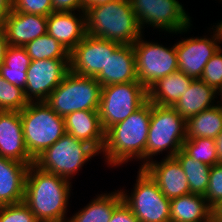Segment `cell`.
Here are the masks:
<instances>
[{"mask_svg": "<svg viewBox=\"0 0 222 222\" xmlns=\"http://www.w3.org/2000/svg\"><path fill=\"white\" fill-rule=\"evenodd\" d=\"M151 112L152 103L148 100L127 119L114 124L105 131V143L101 153L105 155L107 165L116 167L129 160L138 159L143 160L140 168L145 166Z\"/></svg>", "mask_w": 222, "mask_h": 222, "instance_id": "obj_1", "label": "cell"}, {"mask_svg": "<svg viewBox=\"0 0 222 222\" xmlns=\"http://www.w3.org/2000/svg\"><path fill=\"white\" fill-rule=\"evenodd\" d=\"M71 186L69 180L32 164L26 176L23 202L39 222H66Z\"/></svg>", "mask_w": 222, "mask_h": 222, "instance_id": "obj_2", "label": "cell"}, {"mask_svg": "<svg viewBox=\"0 0 222 222\" xmlns=\"http://www.w3.org/2000/svg\"><path fill=\"white\" fill-rule=\"evenodd\" d=\"M87 35L133 45L143 34L129 0H114L85 10Z\"/></svg>", "mask_w": 222, "mask_h": 222, "instance_id": "obj_3", "label": "cell"}, {"mask_svg": "<svg viewBox=\"0 0 222 222\" xmlns=\"http://www.w3.org/2000/svg\"><path fill=\"white\" fill-rule=\"evenodd\" d=\"M20 116L24 143L33 159L66 133L64 117L56 114L45 101H30Z\"/></svg>", "mask_w": 222, "mask_h": 222, "instance_id": "obj_4", "label": "cell"}, {"mask_svg": "<svg viewBox=\"0 0 222 222\" xmlns=\"http://www.w3.org/2000/svg\"><path fill=\"white\" fill-rule=\"evenodd\" d=\"M101 91L102 86L95 77L69 71L45 102L62 117L75 111H98Z\"/></svg>", "mask_w": 222, "mask_h": 222, "instance_id": "obj_5", "label": "cell"}, {"mask_svg": "<svg viewBox=\"0 0 222 222\" xmlns=\"http://www.w3.org/2000/svg\"><path fill=\"white\" fill-rule=\"evenodd\" d=\"M185 140L186 120L173 107L152 104L145 165L152 161L153 156L162 151H168L166 157H174L182 149Z\"/></svg>", "mask_w": 222, "mask_h": 222, "instance_id": "obj_6", "label": "cell"}, {"mask_svg": "<svg viewBox=\"0 0 222 222\" xmlns=\"http://www.w3.org/2000/svg\"><path fill=\"white\" fill-rule=\"evenodd\" d=\"M96 155L99 153L90 144L65 133L34 159V165L70 181Z\"/></svg>", "mask_w": 222, "mask_h": 222, "instance_id": "obj_7", "label": "cell"}, {"mask_svg": "<svg viewBox=\"0 0 222 222\" xmlns=\"http://www.w3.org/2000/svg\"><path fill=\"white\" fill-rule=\"evenodd\" d=\"M147 101L148 90L138 81L102 87L98 111L103 130L127 119Z\"/></svg>", "mask_w": 222, "mask_h": 222, "instance_id": "obj_8", "label": "cell"}, {"mask_svg": "<svg viewBox=\"0 0 222 222\" xmlns=\"http://www.w3.org/2000/svg\"><path fill=\"white\" fill-rule=\"evenodd\" d=\"M133 192L120 190L123 202L139 222H170V199L166 198L157 183L140 168ZM130 194V195H128Z\"/></svg>", "mask_w": 222, "mask_h": 222, "instance_id": "obj_9", "label": "cell"}, {"mask_svg": "<svg viewBox=\"0 0 222 222\" xmlns=\"http://www.w3.org/2000/svg\"><path fill=\"white\" fill-rule=\"evenodd\" d=\"M141 30L147 26L165 32L182 34L189 31L191 17L178 0H129Z\"/></svg>", "mask_w": 222, "mask_h": 222, "instance_id": "obj_10", "label": "cell"}, {"mask_svg": "<svg viewBox=\"0 0 222 222\" xmlns=\"http://www.w3.org/2000/svg\"><path fill=\"white\" fill-rule=\"evenodd\" d=\"M143 38L141 36L132 46L138 82L148 90L160 78L178 71V59L175 44L170 48Z\"/></svg>", "mask_w": 222, "mask_h": 222, "instance_id": "obj_11", "label": "cell"}, {"mask_svg": "<svg viewBox=\"0 0 222 222\" xmlns=\"http://www.w3.org/2000/svg\"><path fill=\"white\" fill-rule=\"evenodd\" d=\"M70 59L31 60L25 96L28 101H45L70 71Z\"/></svg>", "mask_w": 222, "mask_h": 222, "instance_id": "obj_12", "label": "cell"}, {"mask_svg": "<svg viewBox=\"0 0 222 222\" xmlns=\"http://www.w3.org/2000/svg\"><path fill=\"white\" fill-rule=\"evenodd\" d=\"M121 44L86 35L70 52V71L77 75L96 77L108 62L109 54Z\"/></svg>", "mask_w": 222, "mask_h": 222, "instance_id": "obj_13", "label": "cell"}, {"mask_svg": "<svg viewBox=\"0 0 222 222\" xmlns=\"http://www.w3.org/2000/svg\"><path fill=\"white\" fill-rule=\"evenodd\" d=\"M212 33L211 38L192 37L175 44L178 71L194 79L201 78L205 65L219 49L216 36Z\"/></svg>", "mask_w": 222, "mask_h": 222, "instance_id": "obj_14", "label": "cell"}, {"mask_svg": "<svg viewBox=\"0 0 222 222\" xmlns=\"http://www.w3.org/2000/svg\"><path fill=\"white\" fill-rule=\"evenodd\" d=\"M0 156L28 165L34 164L24 143L18 111H0Z\"/></svg>", "mask_w": 222, "mask_h": 222, "instance_id": "obj_15", "label": "cell"}, {"mask_svg": "<svg viewBox=\"0 0 222 222\" xmlns=\"http://www.w3.org/2000/svg\"><path fill=\"white\" fill-rule=\"evenodd\" d=\"M161 162L151 161L143 167L157 183L168 199L190 194L188 179L179 161L175 157H164Z\"/></svg>", "mask_w": 222, "mask_h": 222, "instance_id": "obj_16", "label": "cell"}, {"mask_svg": "<svg viewBox=\"0 0 222 222\" xmlns=\"http://www.w3.org/2000/svg\"><path fill=\"white\" fill-rule=\"evenodd\" d=\"M47 33L71 52L87 35L85 11L52 12L47 16Z\"/></svg>", "mask_w": 222, "mask_h": 222, "instance_id": "obj_17", "label": "cell"}, {"mask_svg": "<svg viewBox=\"0 0 222 222\" xmlns=\"http://www.w3.org/2000/svg\"><path fill=\"white\" fill-rule=\"evenodd\" d=\"M3 25L8 45L24 47L47 33V16L22 13L12 9Z\"/></svg>", "mask_w": 222, "mask_h": 222, "instance_id": "obj_18", "label": "cell"}, {"mask_svg": "<svg viewBox=\"0 0 222 222\" xmlns=\"http://www.w3.org/2000/svg\"><path fill=\"white\" fill-rule=\"evenodd\" d=\"M64 123L66 133L90 144L101 153L105 143V131L100 122L99 111H75L64 117Z\"/></svg>", "mask_w": 222, "mask_h": 222, "instance_id": "obj_19", "label": "cell"}, {"mask_svg": "<svg viewBox=\"0 0 222 222\" xmlns=\"http://www.w3.org/2000/svg\"><path fill=\"white\" fill-rule=\"evenodd\" d=\"M95 79L102 87L138 81L136 57L133 46L120 45L113 54H109L105 69H103Z\"/></svg>", "mask_w": 222, "mask_h": 222, "instance_id": "obj_20", "label": "cell"}, {"mask_svg": "<svg viewBox=\"0 0 222 222\" xmlns=\"http://www.w3.org/2000/svg\"><path fill=\"white\" fill-rule=\"evenodd\" d=\"M29 166L0 156V206L24 201Z\"/></svg>", "mask_w": 222, "mask_h": 222, "instance_id": "obj_21", "label": "cell"}, {"mask_svg": "<svg viewBox=\"0 0 222 222\" xmlns=\"http://www.w3.org/2000/svg\"><path fill=\"white\" fill-rule=\"evenodd\" d=\"M170 222H215V211L203 195L187 194L170 200Z\"/></svg>", "mask_w": 222, "mask_h": 222, "instance_id": "obj_22", "label": "cell"}, {"mask_svg": "<svg viewBox=\"0 0 222 222\" xmlns=\"http://www.w3.org/2000/svg\"><path fill=\"white\" fill-rule=\"evenodd\" d=\"M217 91L208 86L201 79H194L183 95L178 99L173 108L185 120L211 108L216 103Z\"/></svg>", "mask_w": 222, "mask_h": 222, "instance_id": "obj_23", "label": "cell"}, {"mask_svg": "<svg viewBox=\"0 0 222 222\" xmlns=\"http://www.w3.org/2000/svg\"><path fill=\"white\" fill-rule=\"evenodd\" d=\"M194 78L176 71L160 78L148 89V100L155 105L173 107L189 88Z\"/></svg>", "mask_w": 222, "mask_h": 222, "instance_id": "obj_24", "label": "cell"}, {"mask_svg": "<svg viewBox=\"0 0 222 222\" xmlns=\"http://www.w3.org/2000/svg\"><path fill=\"white\" fill-rule=\"evenodd\" d=\"M123 201L120 190L103 193L91 200L67 222H109L114 209Z\"/></svg>", "mask_w": 222, "mask_h": 222, "instance_id": "obj_25", "label": "cell"}, {"mask_svg": "<svg viewBox=\"0 0 222 222\" xmlns=\"http://www.w3.org/2000/svg\"><path fill=\"white\" fill-rule=\"evenodd\" d=\"M222 131V106L219 104L186 120V139L213 138Z\"/></svg>", "mask_w": 222, "mask_h": 222, "instance_id": "obj_26", "label": "cell"}, {"mask_svg": "<svg viewBox=\"0 0 222 222\" xmlns=\"http://www.w3.org/2000/svg\"><path fill=\"white\" fill-rule=\"evenodd\" d=\"M30 63L31 58L27 55L24 47L8 45L3 64L0 67V74L9 83L25 90L26 72Z\"/></svg>", "mask_w": 222, "mask_h": 222, "instance_id": "obj_27", "label": "cell"}, {"mask_svg": "<svg viewBox=\"0 0 222 222\" xmlns=\"http://www.w3.org/2000/svg\"><path fill=\"white\" fill-rule=\"evenodd\" d=\"M174 157L184 170L188 179L190 193L204 196L208 188L211 166L195 161L182 149Z\"/></svg>", "mask_w": 222, "mask_h": 222, "instance_id": "obj_28", "label": "cell"}, {"mask_svg": "<svg viewBox=\"0 0 222 222\" xmlns=\"http://www.w3.org/2000/svg\"><path fill=\"white\" fill-rule=\"evenodd\" d=\"M24 48L31 60L70 59V52L48 33L27 43Z\"/></svg>", "mask_w": 222, "mask_h": 222, "instance_id": "obj_29", "label": "cell"}, {"mask_svg": "<svg viewBox=\"0 0 222 222\" xmlns=\"http://www.w3.org/2000/svg\"><path fill=\"white\" fill-rule=\"evenodd\" d=\"M182 150L195 161L209 166L219 163L213 138L186 139L182 145Z\"/></svg>", "mask_w": 222, "mask_h": 222, "instance_id": "obj_30", "label": "cell"}, {"mask_svg": "<svg viewBox=\"0 0 222 222\" xmlns=\"http://www.w3.org/2000/svg\"><path fill=\"white\" fill-rule=\"evenodd\" d=\"M28 103L24 90L9 83L0 74V111L20 112Z\"/></svg>", "mask_w": 222, "mask_h": 222, "instance_id": "obj_31", "label": "cell"}, {"mask_svg": "<svg viewBox=\"0 0 222 222\" xmlns=\"http://www.w3.org/2000/svg\"><path fill=\"white\" fill-rule=\"evenodd\" d=\"M204 198L214 211L222 205V164L220 163L211 166Z\"/></svg>", "mask_w": 222, "mask_h": 222, "instance_id": "obj_32", "label": "cell"}, {"mask_svg": "<svg viewBox=\"0 0 222 222\" xmlns=\"http://www.w3.org/2000/svg\"><path fill=\"white\" fill-rule=\"evenodd\" d=\"M0 222H39L29 207L20 202L0 206Z\"/></svg>", "mask_w": 222, "mask_h": 222, "instance_id": "obj_33", "label": "cell"}, {"mask_svg": "<svg viewBox=\"0 0 222 222\" xmlns=\"http://www.w3.org/2000/svg\"><path fill=\"white\" fill-rule=\"evenodd\" d=\"M200 79L216 91L222 87V49H218L205 65Z\"/></svg>", "mask_w": 222, "mask_h": 222, "instance_id": "obj_34", "label": "cell"}, {"mask_svg": "<svg viewBox=\"0 0 222 222\" xmlns=\"http://www.w3.org/2000/svg\"><path fill=\"white\" fill-rule=\"evenodd\" d=\"M12 9L42 16H48L53 12L51 0H13Z\"/></svg>", "mask_w": 222, "mask_h": 222, "instance_id": "obj_35", "label": "cell"}, {"mask_svg": "<svg viewBox=\"0 0 222 222\" xmlns=\"http://www.w3.org/2000/svg\"><path fill=\"white\" fill-rule=\"evenodd\" d=\"M109 222H139L131 209L122 201L113 211Z\"/></svg>", "mask_w": 222, "mask_h": 222, "instance_id": "obj_36", "label": "cell"}, {"mask_svg": "<svg viewBox=\"0 0 222 222\" xmlns=\"http://www.w3.org/2000/svg\"><path fill=\"white\" fill-rule=\"evenodd\" d=\"M53 12L83 11L82 0H51Z\"/></svg>", "mask_w": 222, "mask_h": 222, "instance_id": "obj_37", "label": "cell"}, {"mask_svg": "<svg viewBox=\"0 0 222 222\" xmlns=\"http://www.w3.org/2000/svg\"><path fill=\"white\" fill-rule=\"evenodd\" d=\"M8 43L6 40V32L4 25L0 23V67L3 64L4 56Z\"/></svg>", "mask_w": 222, "mask_h": 222, "instance_id": "obj_38", "label": "cell"}, {"mask_svg": "<svg viewBox=\"0 0 222 222\" xmlns=\"http://www.w3.org/2000/svg\"><path fill=\"white\" fill-rule=\"evenodd\" d=\"M13 0H0V23L3 24L5 18L12 11Z\"/></svg>", "mask_w": 222, "mask_h": 222, "instance_id": "obj_39", "label": "cell"}, {"mask_svg": "<svg viewBox=\"0 0 222 222\" xmlns=\"http://www.w3.org/2000/svg\"><path fill=\"white\" fill-rule=\"evenodd\" d=\"M111 1H114V0H82L83 11H85L91 6H97L104 3H109Z\"/></svg>", "mask_w": 222, "mask_h": 222, "instance_id": "obj_40", "label": "cell"}, {"mask_svg": "<svg viewBox=\"0 0 222 222\" xmlns=\"http://www.w3.org/2000/svg\"><path fill=\"white\" fill-rule=\"evenodd\" d=\"M214 140L217 150L218 162L222 164V131L218 134V136Z\"/></svg>", "mask_w": 222, "mask_h": 222, "instance_id": "obj_41", "label": "cell"}, {"mask_svg": "<svg viewBox=\"0 0 222 222\" xmlns=\"http://www.w3.org/2000/svg\"><path fill=\"white\" fill-rule=\"evenodd\" d=\"M211 29H213V32H214L216 39H217L218 47H219V49H221L219 43L222 42V20L220 21V23L218 22V24L216 26L214 25V28L212 27Z\"/></svg>", "mask_w": 222, "mask_h": 222, "instance_id": "obj_42", "label": "cell"}, {"mask_svg": "<svg viewBox=\"0 0 222 222\" xmlns=\"http://www.w3.org/2000/svg\"><path fill=\"white\" fill-rule=\"evenodd\" d=\"M215 222H222V205L215 210Z\"/></svg>", "mask_w": 222, "mask_h": 222, "instance_id": "obj_43", "label": "cell"}, {"mask_svg": "<svg viewBox=\"0 0 222 222\" xmlns=\"http://www.w3.org/2000/svg\"><path fill=\"white\" fill-rule=\"evenodd\" d=\"M217 95H221V98H222V87L217 91ZM221 101H222V99H221ZM221 101H217L216 103L219 104L220 106H222Z\"/></svg>", "mask_w": 222, "mask_h": 222, "instance_id": "obj_44", "label": "cell"}]
</instances>
